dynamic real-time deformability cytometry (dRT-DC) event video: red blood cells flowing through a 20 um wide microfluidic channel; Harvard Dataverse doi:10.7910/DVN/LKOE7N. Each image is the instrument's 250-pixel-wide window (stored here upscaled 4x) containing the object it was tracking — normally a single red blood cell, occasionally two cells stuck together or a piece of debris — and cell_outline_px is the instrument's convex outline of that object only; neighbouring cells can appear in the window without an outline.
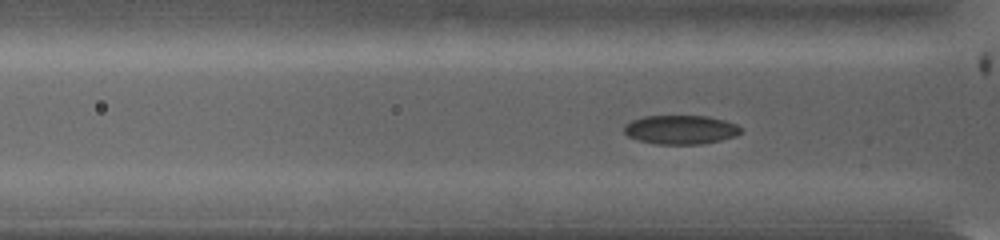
{"species": "common noctule bat (a hibernating species)", "species_latin": "Nyctalus noctula", "temperature_condition": "warm", "stored_images_in_passage": 92, "camera_frame_rate_fps": 5000, "um_per_image_px": 0.085, "animal": {"sex": "female", "body_mass_g": 19.0, "forearm_length_mm": 53.3}, "frame": {"image": 1, "passage_image": 16, "time_ms": 3.0, "image_size_px": [1000, 240], "cell_outline_px": [[740, 132], [736, 136], [720, 140], [700, 144], [656, 144], [640, 140], [628, 136], [624, 132], [624, 124], [632, 120], [644, 116], [708, 116], [724, 120], [736, 124], [740, 128]], "centroid_in_image_um": [57.84, 11.02], "position_along_channel_um": 68.0, "area_um2": 19.59}}
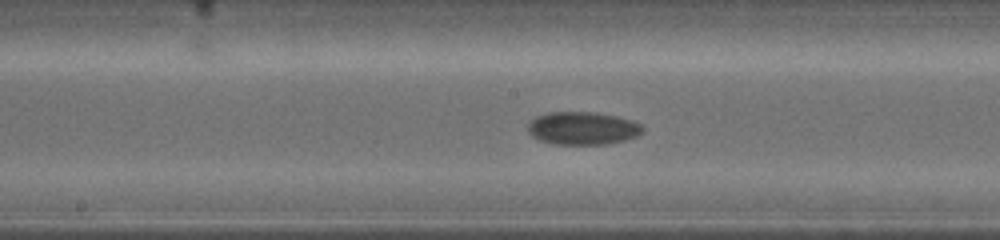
{"frame": {"image": 2, "passage_image": 35, "time_ms": 6.8, "image_size_px": [1000, 240], "cell_outline_px": [[644, 132], [636, 136], [624, 140], [608, 144], [552, 144], [536, 140], [528, 132], [528, 120], [536, 116], [548, 112], [596, 112], [616, 116], [632, 120], [640, 124], [644, 128]], "centroid_in_image_um": [49.49, 10.9], "position_along_channel_um": 198.7, "area_um2": 22.31}}
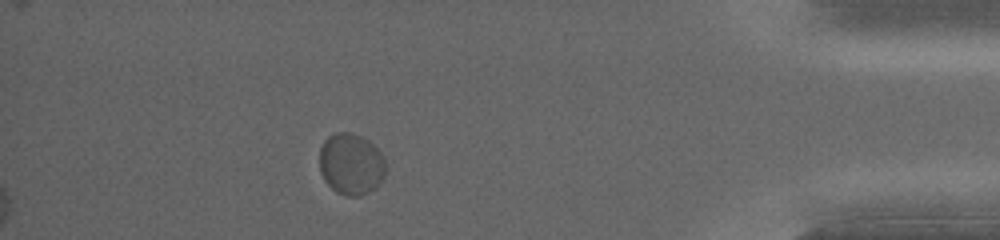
{"frame": {"image": 3, "passage_image": 73, "time_ms": 14.4, "image_size_px": [1000, 240], "cell_outline_px": [[384, 176], [368, 192], [360, 196], [348, 196], [336, 192], [324, 180], [320, 172], [320, 148], [324, 140], [328, 136], [336, 132], [352, 132], [368, 140], [384, 156]], "centroid_in_image_um": [29.8, 13.92], "position_along_channel_um": 405.4, "area_um2": 23.52}, "authors_computed_cell_mechanics": {"area_um2": 21.675, "velocity_mm_per_s": 3.4474, "shape_relaxation_time_tau1_ms": 2.9333, "shape_relaxation_time_tau2_ms": null, "deformation_change_tau1": 0.0581, "deformation_change_tau2": null}}